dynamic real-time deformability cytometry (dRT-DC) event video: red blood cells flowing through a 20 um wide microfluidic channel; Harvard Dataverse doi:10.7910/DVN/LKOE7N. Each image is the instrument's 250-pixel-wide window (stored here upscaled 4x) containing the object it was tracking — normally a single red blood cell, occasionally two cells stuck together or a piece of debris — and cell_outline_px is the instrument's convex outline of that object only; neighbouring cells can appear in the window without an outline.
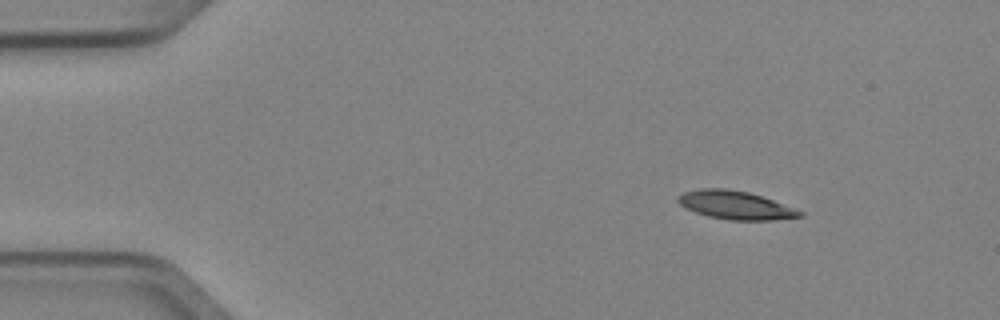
{"species": "Egyptian fruit bat (a non-hibernating species)", "species_latin": "Rousettus aegyptiacus", "temperature_condition": "cold", "stored_images_in_passage": 4, "segment_of_instrument_passage": [1, 2], "camera_frame_rate_fps": 3000, "um_per_image_px": 0.085, "animal": {"sex": "female"}, "frame": {"image": 1, "passage_image": 1, "time_ms": 0.0, "image_size_px": [1000, 320], "cell_outline_px": [[804, 216], [776, 220], [728, 220], [708, 216], [696, 212], [680, 204], [676, 200], [676, 196], [684, 192], [700, 188], [728, 188], [748, 192], [772, 200], [804, 212]], "centroid_in_image_um": [62.5, 17.43], "position_along_channel_um": 22.5, "area_um2": 20.06}}